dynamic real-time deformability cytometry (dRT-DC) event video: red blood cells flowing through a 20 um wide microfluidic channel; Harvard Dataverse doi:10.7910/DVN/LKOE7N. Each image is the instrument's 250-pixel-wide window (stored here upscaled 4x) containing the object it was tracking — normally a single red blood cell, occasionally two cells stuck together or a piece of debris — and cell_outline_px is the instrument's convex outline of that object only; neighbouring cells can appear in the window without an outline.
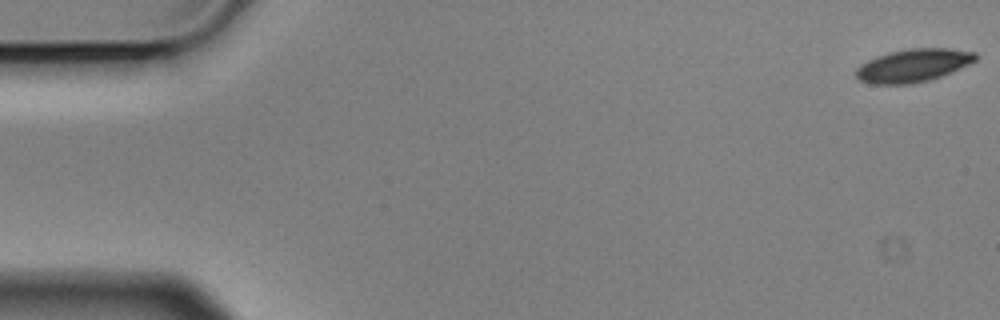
{"species": "Egyptian fruit bat (a non-hibernating species)", "species_latin": "Rousettus aegyptiacus", "temperature_condition": "cold", "stored_images_in_passage": 5, "camera_frame_rate_fps": 3000, "um_per_image_px": 0.085, "animal": {"sex": "male"}, "frame": {"image": 1, "passage_image": 1, "time_ms": 0.0, "image_size_px": [1000, 320], "cell_outline_px": [[976, 60], [968, 64], [940, 76], [928, 80], [908, 84], [872, 84], [860, 80], [856, 76], [856, 68], [860, 64], [876, 56], [888, 52], [908, 48], [948, 48], [976, 52]], "centroid_in_image_um": [77.58, 5.55], "position_along_channel_um": 7.4, "area_um2": 22.83}}